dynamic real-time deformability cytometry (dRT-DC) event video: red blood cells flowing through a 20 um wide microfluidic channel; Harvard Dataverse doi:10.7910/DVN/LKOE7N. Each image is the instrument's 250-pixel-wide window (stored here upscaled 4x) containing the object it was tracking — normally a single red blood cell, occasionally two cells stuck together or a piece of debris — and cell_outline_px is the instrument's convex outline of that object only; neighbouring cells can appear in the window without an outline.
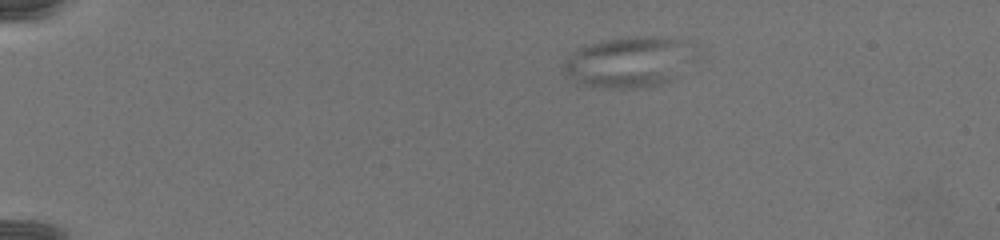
{"species": "common noctule bat (a hibernating species)", "species_latin": "Nyctalus noctula", "temperature_condition": "warm", "stored_images_in_passage": 62, "camera_frame_rate_fps": 3000, "um_per_image_px": 0.085, "animal": {"sex": "female", "body_mass_g": 19.5, "forearm_length_mm": 54.1}, "frame": {"image": 1, "passage_image": 1, "time_ms": 0.0, "image_size_px": [1000, 240], "cell_outline_px": [[680, 40], [676, 76], [672, 80], [660, 84], [628, 88], [620, 88], [572, 84], [560, 72], [560, 68], [564, 60], [572, 52], [584, 44], [608, 40], [636, 36]], "centroid_in_image_um": [52.97, 5.33], "position_along_channel_um": 32.0, "area_um2": 36.3}}
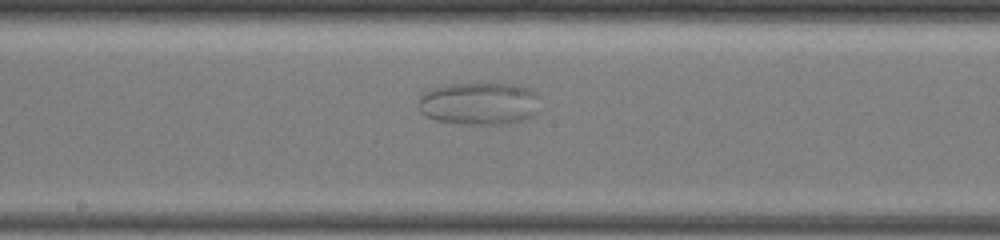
{"frame": {"image": 2, "passage_image": 30, "time_ms": 9.667, "image_size_px": [1000, 240], "cell_outline_px": [[536, 116], [524, 120], [508, 124], [460, 124], [436, 120], [420, 112], [420, 96], [424, 92], [432, 88], [444, 84], [512, 84], [528, 88], [536, 92]], "centroid_in_image_um": [40.73, 8.81], "position_along_channel_um": 207.5, "area_um2": 30.11}}
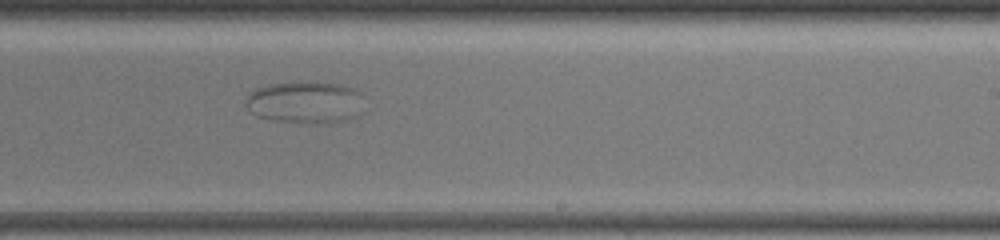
{"frame": {"image": 3, "passage_image": 36, "time_ms": 11.667, "image_size_px": [1000, 240], "cell_outline_px": [[360, 116], [348, 120], [320, 124], [312, 124], [268, 120], [256, 116], [244, 104], [248, 92], [256, 88], [268, 84], [340, 84], [356, 88], [360, 92]], "centroid_in_image_um": [25.91, 8.75], "position_along_channel_um": 263.1, "area_um2": 28.9}}